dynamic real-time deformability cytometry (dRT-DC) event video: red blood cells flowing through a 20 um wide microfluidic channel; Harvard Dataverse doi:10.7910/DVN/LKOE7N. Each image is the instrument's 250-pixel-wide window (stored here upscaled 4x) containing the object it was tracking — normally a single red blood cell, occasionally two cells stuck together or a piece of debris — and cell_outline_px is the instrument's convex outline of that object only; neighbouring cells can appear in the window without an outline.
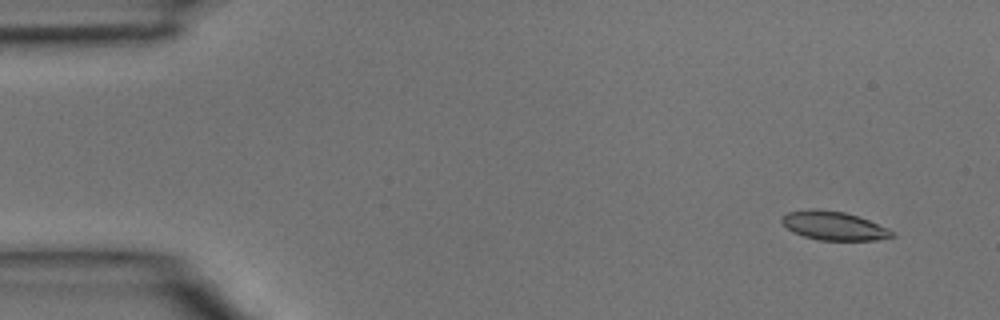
{"species": "common noctule bat (a hibernating species)", "species_latin": "Nyctalus noctula", "temperature_condition": "room temperature", "stored_images_in_passage": 3, "camera_frame_rate_fps": 3000, "um_per_image_px": 0.085, "animal": {"sex": "male", "body_mass_g": 15.6}, "frame": {"image": 1, "passage_image": 1, "time_ms": 0.0, "image_size_px": [1000, 320], "cell_outline_px": [[896, 236], [876, 240], [820, 240], [804, 236], [792, 232], [780, 220], [780, 216], [788, 212], [812, 208], [816, 208], [844, 212], [868, 220], [888, 228], [896, 232]], "centroid_in_image_um": [70.87, 19.18], "position_along_channel_um": 14.1, "area_um2": 18.5}}